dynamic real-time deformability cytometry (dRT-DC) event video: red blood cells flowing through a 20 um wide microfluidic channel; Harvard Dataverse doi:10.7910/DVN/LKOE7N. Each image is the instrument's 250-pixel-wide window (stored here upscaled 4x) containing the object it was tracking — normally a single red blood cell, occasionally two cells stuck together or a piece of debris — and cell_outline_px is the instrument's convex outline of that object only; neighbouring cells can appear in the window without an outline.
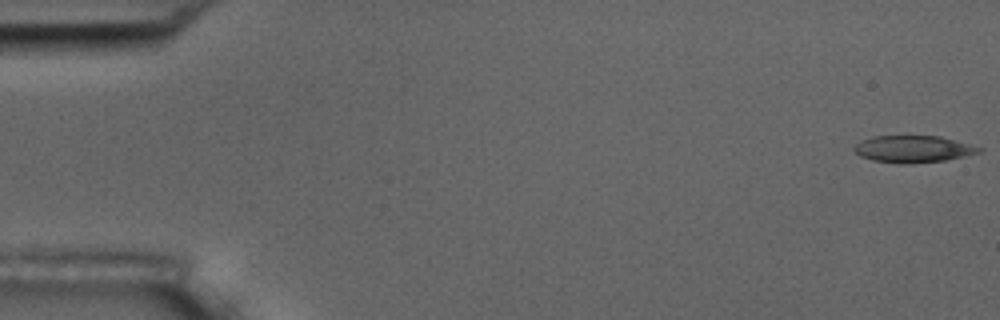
{"species": "common noctule bat (a hibernating species)", "species_latin": "Nyctalus noctula", "temperature_condition": "room temperature", "stored_images_in_passage": 16, "camera_frame_rate_fps": 3000, "um_per_image_px": 0.085, "animal": {"sex": "male", "body_mass_g": 17.5, "forearm_length_mm": 52.3}, "frame": {"image": 1, "passage_image": 1, "time_ms": 0.0, "image_size_px": [1000, 320], "cell_outline_px": [[984, 148], [980, 152], [944, 160], [908, 164], [896, 164], [872, 160], [860, 156], [852, 148], [860, 140], [872, 136], [940, 136], [956, 140]], "centroid_in_image_um": [77.58, 12.66], "position_along_channel_um": 7.4, "area_um2": 19.65}}
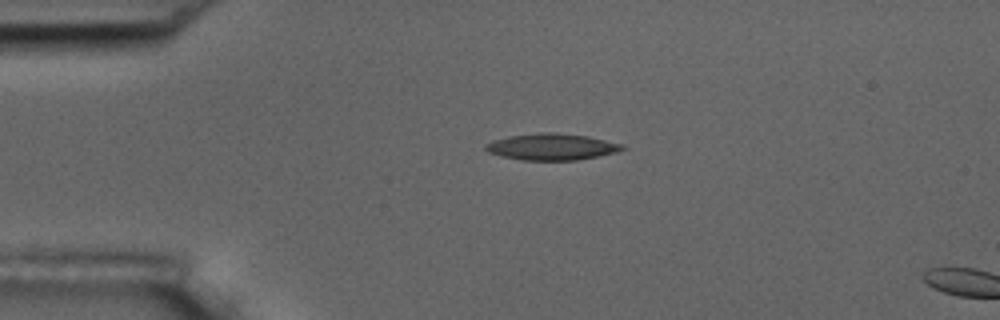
{"frame": {"image": 2, "passage_image": 13, "time_ms": 4.0, "image_size_px": [1000, 320], "cell_outline_px": [[628, 148], [616, 152], [576, 160], [520, 160], [500, 156], [488, 152], [484, 148], [484, 144], [508, 136], [540, 132], [556, 132], [588, 136], [624, 144]], "centroid_in_image_um": [46.9, 12.47], "position_along_channel_um": 38.1, "area_um2": 21.21}}